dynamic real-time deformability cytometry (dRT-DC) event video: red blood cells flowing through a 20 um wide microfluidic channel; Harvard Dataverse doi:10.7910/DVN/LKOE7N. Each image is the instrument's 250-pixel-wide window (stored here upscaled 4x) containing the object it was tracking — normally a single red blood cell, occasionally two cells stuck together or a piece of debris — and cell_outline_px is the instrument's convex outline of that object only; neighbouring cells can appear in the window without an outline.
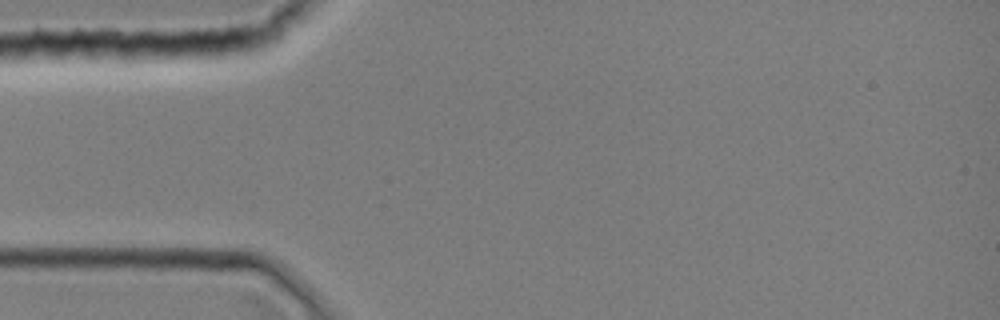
{"species": "common noctule bat (a hibernating species)", "species_latin": "Nyctalus noctula", "temperature_condition": "room temperature", "stored_images_in_passage": 1, "camera_frame_rate_fps": 3000, "um_per_image_px": 0.085, "animal": {"sex": "female", "body_mass_g": 19.0, "forearm_length_mm": 51.5}, "frame": {"image": 1, "passage_image": 1, "time_ms": 0.0, "image_size_px": [1000, 320], "cell_outline_px": [[824, 248], [812, 268], [796, 284], [788, 280], [776, 272], [764, 260], [768, 244], [820, 244]], "centroid_in_image_um": [67.38, 22.05], "position_along_channel_um": 17.6, "area_um2": 11.5}}